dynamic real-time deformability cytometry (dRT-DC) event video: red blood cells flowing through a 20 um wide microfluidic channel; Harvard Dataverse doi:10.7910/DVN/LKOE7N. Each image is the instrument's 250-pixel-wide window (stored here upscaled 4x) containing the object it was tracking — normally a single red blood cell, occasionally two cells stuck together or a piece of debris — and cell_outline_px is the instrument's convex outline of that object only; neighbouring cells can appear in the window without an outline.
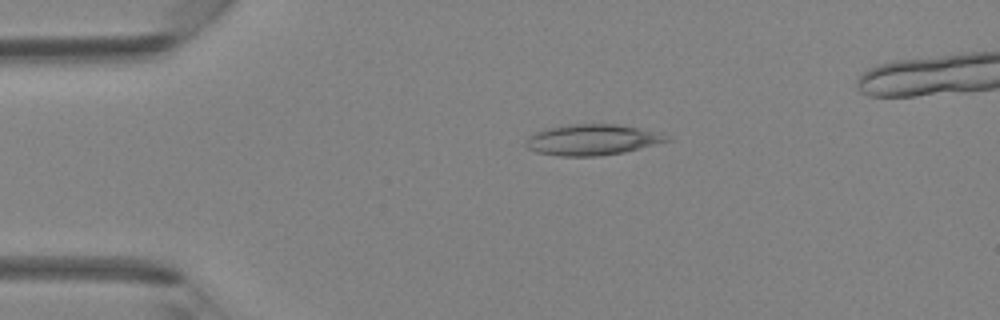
{"species": "Egyptian fruit bat (a non-hibernating species)", "species_latin": "Rousettus aegyptiacus", "temperature_condition": "room temperature", "stored_images_in_passage": 41, "camera_frame_rate_fps": 3000, "um_per_image_px": 0.085, "animal": {"sex": "female"}, "frame": {"image": 1, "passage_image": 9, "time_ms": 2.667, "image_size_px": [1000, 320], "cell_outline_px": [[672, 140], [624, 152], [600, 156], [560, 156], [536, 152], [528, 148], [524, 144], [524, 140], [528, 136], [544, 128], [568, 124], [616, 124], [640, 128], [660, 132]], "centroid_in_image_um": [50.3, 11.87], "position_along_channel_um": 34.7, "area_um2": 25.49}}
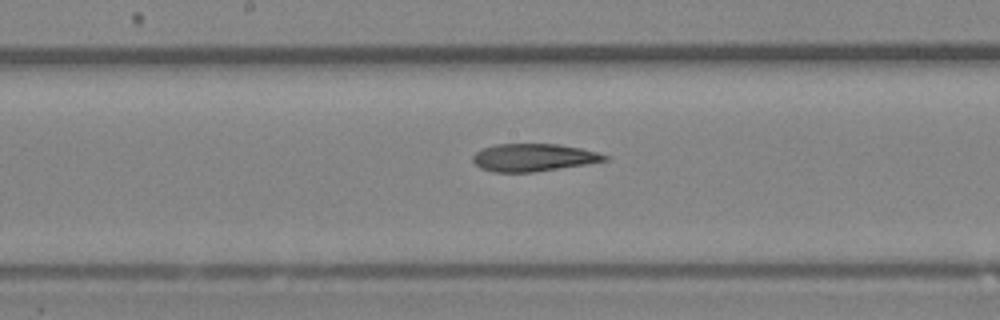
{"frame": {"image": 2, "passage_image": 22, "time_ms": 7.0, "image_size_px": [1000, 320], "cell_outline_px": [[608, 160], [560, 168], [532, 172], [492, 172], [480, 168], [472, 160], [472, 156], [476, 152], [484, 148], [496, 144], [556, 144], [580, 148], [596, 152], [608, 156]], "centroid_in_image_um": [45.3, 13.39], "position_along_channel_um": 202.9, "area_um2": 20.98}}
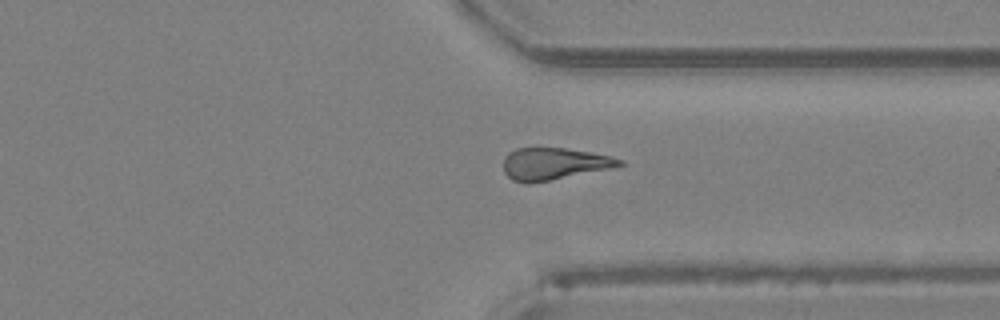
{"frame": {"image": 3, "passage_image": 32, "time_ms": 10.333, "image_size_px": [1000, 320], "cell_outline_px": [[624, 164], [612, 168], [528, 184], [512, 180], [504, 172], [504, 156], [508, 152], [516, 148], [564, 148], [588, 152], [608, 156], [624, 160]], "centroid_in_image_um": [47.05, 13.92], "position_along_channel_um": 364.4, "area_um2": 21.44}}